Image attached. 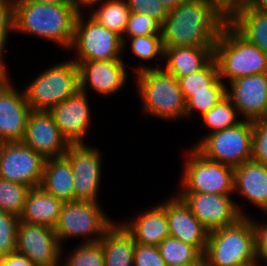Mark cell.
I'll use <instances>...</instances> for the list:
<instances>
[{
    "mask_svg": "<svg viewBox=\"0 0 267 266\" xmlns=\"http://www.w3.org/2000/svg\"><path fill=\"white\" fill-rule=\"evenodd\" d=\"M228 22L206 0H186L161 25L163 47H210Z\"/></svg>",
    "mask_w": 267,
    "mask_h": 266,
    "instance_id": "1",
    "label": "cell"
},
{
    "mask_svg": "<svg viewBox=\"0 0 267 266\" xmlns=\"http://www.w3.org/2000/svg\"><path fill=\"white\" fill-rule=\"evenodd\" d=\"M78 13L72 4L14 0V32L46 38L70 50Z\"/></svg>",
    "mask_w": 267,
    "mask_h": 266,
    "instance_id": "2",
    "label": "cell"
},
{
    "mask_svg": "<svg viewBox=\"0 0 267 266\" xmlns=\"http://www.w3.org/2000/svg\"><path fill=\"white\" fill-rule=\"evenodd\" d=\"M135 71L144 113L165 120L186 117V99L173 75L160 66H140Z\"/></svg>",
    "mask_w": 267,
    "mask_h": 266,
    "instance_id": "3",
    "label": "cell"
},
{
    "mask_svg": "<svg viewBox=\"0 0 267 266\" xmlns=\"http://www.w3.org/2000/svg\"><path fill=\"white\" fill-rule=\"evenodd\" d=\"M206 266L257 264L254 223L249 216L209 232L203 254Z\"/></svg>",
    "mask_w": 267,
    "mask_h": 266,
    "instance_id": "4",
    "label": "cell"
},
{
    "mask_svg": "<svg viewBox=\"0 0 267 266\" xmlns=\"http://www.w3.org/2000/svg\"><path fill=\"white\" fill-rule=\"evenodd\" d=\"M219 78L228 83L241 77L267 73V55L247 42L228 23L222 28L214 47Z\"/></svg>",
    "mask_w": 267,
    "mask_h": 266,
    "instance_id": "5",
    "label": "cell"
},
{
    "mask_svg": "<svg viewBox=\"0 0 267 266\" xmlns=\"http://www.w3.org/2000/svg\"><path fill=\"white\" fill-rule=\"evenodd\" d=\"M80 89L78 64L69 59L43 71L23 92L33 111H50Z\"/></svg>",
    "mask_w": 267,
    "mask_h": 266,
    "instance_id": "6",
    "label": "cell"
},
{
    "mask_svg": "<svg viewBox=\"0 0 267 266\" xmlns=\"http://www.w3.org/2000/svg\"><path fill=\"white\" fill-rule=\"evenodd\" d=\"M253 122L242 120L237 125L211 132L194 148L211 161L232 167L252 160Z\"/></svg>",
    "mask_w": 267,
    "mask_h": 266,
    "instance_id": "7",
    "label": "cell"
},
{
    "mask_svg": "<svg viewBox=\"0 0 267 266\" xmlns=\"http://www.w3.org/2000/svg\"><path fill=\"white\" fill-rule=\"evenodd\" d=\"M113 223L98 202L74 200L64 202L54 230L60 244L64 238L78 236H88L89 239L85 238L83 243H92L99 242Z\"/></svg>",
    "mask_w": 267,
    "mask_h": 266,
    "instance_id": "8",
    "label": "cell"
},
{
    "mask_svg": "<svg viewBox=\"0 0 267 266\" xmlns=\"http://www.w3.org/2000/svg\"><path fill=\"white\" fill-rule=\"evenodd\" d=\"M82 13L77 15L74 38L70 50L78 54L72 61H109L121 58L123 43L121 36L89 17L85 23Z\"/></svg>",
    "mask_w": 267,
    "mask_h": 266,
    "instance_id": "9",
    "label": "cell"
},
{
    "mask_svg": "<svg viewBox=\"0 0 267 266\" xmlns=\"http://www.w3.org/2000/svg\"><path fill=\"white\" fill-rule=\"evenodd\" d=\"M182 174L180 192L213 193L232 195L234 192V167L211 161L201 155L194 147Z\"/></svg>",
    "mask_w": 267,
    "mask_h": 266,
    "instance_id": "10",
    "label": "cell"
},
{
    "mask_svg": "<svg viewBox=\"0 0 267 266\" xmlns=\"http://www.w3.org/2000/svg\"><path fill=\"white\" fill-rule=\"evenodd\" d=\"M45 161L22 141L0 143V178L31 188L39 187Z\"/></svg>",
    "mask_w": 267,
    "mask_h": 266,
    "instance_id": "11",
    "label": "cell"
},
{
    "mask_svg": "<svg viewBox=\"0 0 267 266\" xmlns=\"http://www.w3.org/2000/svg\"><path fill=\"white\" fill-rule=\"evenodd\" d=\"M178 196L209 231L235 224L247 216L230 195L179 192Z\"/></svg>",
    "mask_w": 267,
    "mask_h": 266,
    "instance_id": "12",
    "label": "cell"
},
{
    "mask_svg": "<svg viewBox=\"0 0 267 266\" xmlns=\"http://www.w3.org/2000/svg\"><path fill=\"white\" fill-rule=\"evenodd\" d=\"M61 246L53 227L19 221L15 251L27 256L36 266H58Z\"/></svg>",
    "mask_w": 267,
    "mask_h": 266,
    "instance_id": "13",
    "label": "cell"
},
{
    "mask_svg": "<svg viewBox=\"0 0 267 266\" xmlns=\"http://www.w3.org/2000/svg\"><path fill=\"white\" fill-rule=\"evenodd\" d=\"M71 162L75 200L97 202L102 162L97 148L71 144L65 153Z\"/></svg>",
    "mask_w": 267,
    "mask_h": 266,
    "instance_id": "14",
    "label": "cell"
},
{
    "mask_svg": "<svg viewBox=\"0 0 267 266\" xmlns=\"http://www.w3.org/2000/svg\"><path fill=\"white\" fill-rule=\"evenodd\" d=\"M22 142L45 159L64 156L71 145L49 111L33 110L28 116Z\"/></svg>",
    "mask_w": 267,
    "mask_h": 266,
    "instance_id": "15",
    "label": "cell"
},
{
    "mask_svg": "<svg viewBox=\"0 0 267 266\" xmlns=\"http://www.w3.org/2000/svg\"><path fill=\"white\" fill-rule=\"evenodd\" d=\"M226 96L246 121L262 120L267 112V73L237 78L231 82Z\"/></svg>",
    "mask_w": 267,
    "mask_h": 266,
    "instance_id": "16",
    "label": "cell"
},
{
    "mask_svg": "<svg viewBox=\"0 0 267 266\" xmlns=\"http://www.w3.org/2000/svg\"><path fill=\"white\" fill-rule=\"evenodd\" d=\"M11 79L0 82V143L22 141L32 111L24 92H18Z\"/></svg>",
    "mask_w": 267,
    "mask_h": 266,
    "instance_id": "17",
    "label": "cell"
},
{
    "mask_svg": "<svg viewBox=\"0 0 267 266\" xmlns=\"http://www.w3.org/2000/svg\"><path fill=\"white\" fill-rule=\"evenodd\" d=\"M87 94L80 89L49 112L53 115L60 133L70 144H84V136L91 125Z\"/></svg>",
    "mask_w": 267,
    "mask_h": 266,
    "instance_id": "18",
    "label": "cell"
},
{
    "mask_svg": "<svg viewBox=\"0 0 267 266\" xmlns=\"http://www.w3.org/2000/svg\"><path fill=\"white\" fill-rule=\"evenodd\" d=\"M122 58L109 61H84L78 64L80 90L90 86L99 95L107 96L122 89L127 81V69Z\"/></svg>",
    "mask_w": 267,
    "mask_h": 266,
    "instance_id": "19",
    "label": "cell"
},
{
    "mask_svg": "<svg viewBox=\"0 0 267 266\" xmlns=\"http://www.w3.org/2000/svg\"><path fill=\"white\" fill-rule=\"evenodd\" d=\"M161 205L166 209L170 237L191 244L204 254L210 231L198 221L184 201L176 195Z\"/></svg>",
    "mask_w": 267,
    "mask_h": 266,
    "instance_id": "20",
    "label": "cell"
},
{
    "mask_svg": "<svg viewBox=\"0 0 267 266\" xmlns=\"http://www.w3.org/2000/svg\"><path fill=\"white\" fill-rule=\"evenodd\" d=\"M234 193L267 213V165L247 161L234 167Z\"/></svg>",
    "mask_w": 267,
    "mask_h": 266,
    "instance_id": "21",
    "label": "cell"
},
{
    "mask_svg": "<svg viewBox=\"0 0 267 266\" xmlns=\"http://www.w3.org/2000/svg\"><path fill=\"white\" fill-rule=\"evenodd\" d=\"M144 212L133 221L122 222L125 223L123 226L132 234L136 243L158 246L170 236L166 209L159 204Z\"/></svg>",
    "mask_w": 267,
    "mask_h": 266,
    "instance_id": "22",
    "label": "cell"
},
{
    "mask_svg": "<svg viewBox=\"0 0 267 266\" xmlns=\"http://www.w3.org/2000/svg\"><path fill=\"white\" fill-rule=\"evenodd\" d=\"M213 57L214 51L210 47H165L163 58L166 63L162 69L179 79L202 69Z\"/></svg>",
    "mask_w": 267,
    "mask_h": 266,
    "instance_id": "23",
    "label": "cell"
},
{
    "mask_svg": "<svg viewBox=\"0 0 267 266\" xmlns=\"http://www.w3.org/2000/svg\"><path fill=\"white\" fill-rule=\"evenodd\" d=\"M64 202L47 193L41 186L27 194L20 221L55 227Z\"/></svg>",
    "mask_w": 267,
    "mask_h": 266,
    "instance_id": "24",
    "label": "cell"
},
{
    "mask_svg": "<svg viewBox=\"0 0 267 266\" xmlns=\"http://www.w3.org/2000/svg\"><path fill=\"white\" fill-rule=\"evenodd\" d=\"M40 186L63 202L75 200L73 170L65 155L46 159Z\"/></svg>",
    "mask_w": 267,
    "mask_h": 266,
    "instance_id": "25",
    "label": "cell"
},
{
    "mask_svg": "<svg viewBox=\"0 0 267 266\" xmlns=\"http://www.w3.org/2000/svg\"><path fill=\"white\" fill-rule=\"evenodd\" d=\"M105 266H134L135 241L123 224L113 223L100 239Z\"/></svg>",
    "mask_w": 267,
    "mask_h": 266,
    "instance_id": "26",
    "label": "cell"
},
{
    "mask_svg": "<svg viewBox=\"0 0 267 266\" xmlns=\"http://www.w3.org/2000/svg\"><path fill=\"white\" fill-rule=\"evenodd\" d=\"M228 24L247 42L267 55V13L252 9L238 11Z\"/></svg>",
    "mask_w": 267,
    "mask_h": 266,
    "instance_id": "27",
    "label": "cell"
},
{
    "mask_svg": "<svg viewBox=\"0 0 267 266\" xmlns=\"http://www.w3.org/2000/svg\"><path fill=\"white\" fill-rule=\"evenodd\" d=\"M167 266H200L203 254L193 245L167 237L157 246Z\"/></svg>",
    "mask_w": 267,
    "mask_h": 266,
    "instance_id": "28",
    "label": "cell"
},
{
    "mask_svg": "<svg viewBox=\"0 0 267 266\" xmlns=\"http://www.w3.org/2000/svg\"><path fill=\"white\" fill-rule=\"evenodd\" d=\"M130 9L125 0H107L88 15L100 25L116 32L121 37L127 26Z\"/></svg>",
    "mask_w": 267,
    "mask_h": 266,
    "instance_id": "29",
    "label": "cell"
},
{
    "mask_svg": "<svg viewBox=\"0 0 267 266\" xmlns=\"http://www.w3.org/2000/svg\"><path fill=\"white\" fill-rule=\"evenodd\" d=\"M219 78V70L214 57L200 70L185 75L178 80L186 101L196 92L208 91Z\"/></svg>",
    "mask_w": 267,
    "mask_h": 266,
    "instance_id": "30",
    "label": "cell"
},
{
    "mask_svg": "<svg viewBox=\"0 0 267 266\" xmlns=\"http://www.w3.org/2000/svg\"><path fill=\"white\" fill-rule=\"evenodd\" d=\"M236 107L230 99L225 96L219 103L202 115V120L212 132L224 130L240 123Z\"/></svg>",
    "mask_w": 267,
    "mask_h": 266,
    "instance_id": "31",
    "label": "cell"
},
{
    "mask_svg": "<svg viewBox=\"0 0 267 266\" xmlns=\"http://www.w3.org/2000/svg\"><path fill=\"white\" fill-rule=\"evenodd\" d=\"M31 187L0 178V211L20 217Z\"/></svg>",
    "mask_w": 267,
    "mask_h": 266,
    "instance_id": "32",
    "label": "cell"
},
{
    "mask_svg": "<svg viewBox=\"0 0 267 266\" xmlns=\"http://www.w3.org/2000/svg\"><path fill=\"white\" fill-rule=\"evenodd\" d=\"M226 84L218 78L209 88L208 91L194 93L186 101V116L192 117L191 113L197 111L201 116L216 106L221 99L226 96Z\"/></svg>",
    "mask_w": 267,
    "mask_h": 266,
    "instance_id": "33",
    "label": "cell"
},
{
    "mask_svg": "<svg viewBox=\"0 0 267 266\" xmlns=\"http://www.w3.org/2000/svg\"><path fill=\"white\" fill-rule=\"evenodd\" d=\"M61 266H105L102 242L81 243Z\"/></svg>",
    "mask_w": 267,
    "mask_h": 266,
    "instance_id": "34",
    "label": "cell"
},
{
    "mask_svg": "<svg viewBox=\"0 0 267 266\" xmlns=\"http://www.w3.org/2000/svg\"><path fill=\"white\" fill-rule=\"evenodd\" d=\"M132 38L140 35H161V24L149 16L147 13L140 14L131 12L127 22L124 35L121 37L124 46H126V37Z\"/></svg>",
    "mask_w": 267,
    "mask_h": 266,
    "instance_id": "35",
    "label": "cell"
},
{
    "mask_svg": "<svg viewBox=\"0 0 267 266\" xmlns=\"http://www.w3.org/2000/svg\"><path fill=\"white\" fill-rule=\"evenodd\" d=\"M131 50L142 60L163 57L164 47L161 35H140L131 38Z\"/></svg>",
    "mask_w": 267,
    "mask_h": 266,
    "instance_id": "36",
    "label": "cell"
},
{
    "mask_svg": "<svg viewBox=\"0 0 267 266\" xmlns=\"http://www.w3.org/2000/svg\"><path fill=\"white\" fill-rule=\"evenodd\" d=\"M19 221V217L0 211V257L15 252Z\"/></svg>",
    "mask_w": 267,
    "mask_h": 266,
    "instance_id": "37",
    "label": "cell"
},
{
    "mask_svg": "<svg viewBox=\"0 0 267 266\" xmlns=\"http://www.w3.org/2000/svg\"><path fill=\"white\" fill-rule=\"evenodd\" d=\"M252 160L267 165V121L253 122Z\"/></svg>",
    "mask_w": 267,
    "mask_h": 266,
    "instance_id": "38",
    "label": "cell"
},
{
    "mask_svg": "<svg viewBox=\"0 0 267 266\" xmlns=\"http://www.w3.org/2000/svg\"><path fill=\"white\" fill-rule=\"evenodd\" d=\"M130 11L134 13H147L161 25L168 15V10L160 0H125Z\"/></svg>",
    "mask_w": 267,
    "mask_h": 266,
    "instance_id": "39",
    "label": "cell"
},
{
    "mask_svg": "<svg viewBox=\"0 0 267 266\" xmlns=\"http://www.w3.org/2000/svg\"><path fill=\"white\" fill-rule=\"evenodd\" d=\"M134 266H167L157 246L135 243Z\"/></svg>",
    "mask_w": 267,
    "mask_h": 266,
    "instance_id": "40",
    "label": "cell"
},
{
    "mask_svg": "<svg viewBox=\"0 0 267 266\" xmlns=\"http://www.w3.org/2000/svg\"><path fill=\"white\" fill-rule=\"evenodd\" d=\"M13 2L14 0H0V49L3 52L8 34L14 31Z\"/></svg>",
    "mask_w": 267,
    "mask_h": 266,
    "instance_id": "41",
    "label": "cell"
},
{
    "mask_svg": "<svg viewBox=\"0 0 267 266\" xmlns=\"http://www.w3.org/2000/svg\"><path fill=\"white\" fill-rule=\"evenodd\" d=\"M228 22L246 7L247 0H206Z\"/></svg>",
    "mask_w": 267,
    "mask_h": 266,
    "instance_id": "42",
    "label": "cell"
},
{
    "mask_svg": "<svg viewBox=\"0 0 267 266\" xmlns=\"http://www.w3.org/2000/svg\"><path fill=\"white\" fill-rule=\"evenodd\" d=\"M257 221L253 220L254 223V232H255V244H256V261L257 264L259 259L263 260L267 264V223L261 224L256 223Z\"/></svg>",
    "mask_w": 267,
    "mask_h": 266,
    "instance_id": "43",
    "label": "cell"
},
{
    "mask_svg": "<svg viewBox=\"0 0 267 266\" xmlns=\"http://www.w3.org/2000/svg\"><path fill=\"white\" fill-rule=\"evenodd\" d=\"M11 266H36L27 256L17 253H11Z\"/></svg>",
    "mask_w": 267,
    "mask_h": 266,
    "instance_id": "44",
    "label": "cell"
},
{
    "mask_svg": "<svg viewBox=\"0 0 267 266\" xmlns=\"http://www.w3.org/2000/svg\"><path fill=\"white\" fill-rule=\"evenodd\" d=\"M244 9H252L267 13V0H247L246 7Z\"/></svg>",
    "mask_w": 267,
    "mask_h": 266,
    "instance_id": "45",
    "label": "cell"
},
{
    "mask_svg": "<svg viewBox=\"0 0 267 266\" xmlns=\"http://www.w3.org/2000/svg\"><path fill=\"white\" fill-rule=\"evenodd\" d=\"M102 2V0H72V5L74 6V9L76 10V12L78 14L81 13V7H89L91 8V6L96 5L97 3Z\"/></svg>",
    "mask_w": 267,
    "mask_h": 266,
    "instance_id": "46",
    "label": "cell"
},
{
    "mask_svg": "<svg viewBox=\"0 0 267 266\" xmlns=\"http://www.w3.org/2000/svg\"><path fill=\"white\" fill-rule=\"evenodd\" d=\"M164 7L170 11L172 9H175L178 7L180 4H182L186 0H160Z\"/></svg>",
    "mask_w": 267,
    "mask_h": 266,
    "instance_id": "47",
    "label": "cell"
},
{
    "mask_svg": "<svg viewBox=\"0 0 267 266\" xmlns=\"http://www.w3.org/2000/svg\"><path fill=\"white\" fill-rule=\"evenodd\" d=\"M38 3L72 4V0H25Z\"/></svg>",
    "mask_w": 267,
    "mask_h": 266,
    "instance_id": "48",
    "label": "cell"
},
{
    "mask_svg": "<svg viewBox=\"0 0 267 266\" xmlns=\"http://www.w3.org/2000/svg\"><path fill=\"white\" fill-rule=\"evenodd\" d=\"M0 266H11V253L7 256L0 257Z\"/></svg>",
    "mask_w": 267,
    "mask_h": 266,
    "instance_id": "49",
    "label": "cell"
},
{
    "mask_svg": "<svg viewBox=\"0 0 267 266\" xmlns=\"http://www.w3.org/2000/svg\"><path fill=\"white\" fill-rule=\"evenodd\" d=\"M3 55H4V53L0 49V74H8L7 69L5 68L6 67L4 64L5 62L3 61L4 59H2Z\"/></svg>",
    "mask_w": 267,
    "mask_h": 266,
    "instance_id": "50",
    "label": "cell"
},
{
    "mask_svg": "<svg viewBox=\"0 0 267 266\" xmlns=\"http://www.w3.org/2000/svg\"><path fill=\"white\" fill-rule=\"evenodd\" d=\"M9 78V74H0V82H3Z\"/></svg>",
    "mask_w": 267,
    "mask_h": 266,
    "instance_id": "51",
    "label": "cell"
},
{
    "mask_svg": "<svg viewBox=\"0 0 267 266\" xmlns=\"http://www.w3.org/2000/svg\"><path fill=\"white\" fill-rule=\"evenodd\" d=\"M257 264H242V265H236V266H256Z\"/></svg>",
    "mask_w": 267,
    "mask_h": 266,
    "instance_id": "52",
    "label": "cell"
},
{
    "mask_svg": "<svg viewBox=\"0 0 267 266\" xmlns=\"http://www.w3.org/2000/svg\"><path fill=\"white\" fill-rule=\"evenodd\" d=\"M263 119L267 121V112H266V115H265V117Z\"/></svg>",
    "mask_w": 267,
    "mask_h": 266,
    "instance_id": "53",
    "label": "cell"
}]
</instances>
